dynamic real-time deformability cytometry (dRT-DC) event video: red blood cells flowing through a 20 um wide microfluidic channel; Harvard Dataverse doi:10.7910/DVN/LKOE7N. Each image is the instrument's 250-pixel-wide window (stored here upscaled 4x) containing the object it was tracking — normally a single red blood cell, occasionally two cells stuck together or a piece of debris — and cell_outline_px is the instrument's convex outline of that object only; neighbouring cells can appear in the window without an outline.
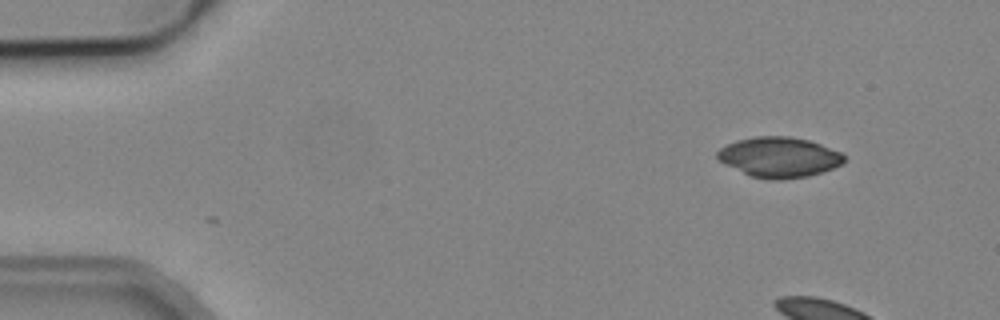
{"species": "common noctule bat (a hibernating species)", "species_latin": "Nyctalus noctula", "temperature_condition": "cold", "stored_images_in_passage": 7, "camera_frame_rate_fps": 3000, "um_per_image_px": 0.085, "animal": {"sex": "male", "body_mass_g": 19.2, "forearm_length_mm": 51.8}, "frame": {"image": 1, "passage_image": 1, "time_ms": 0.0, "image_size_px": [1000, 320], "cell_outline_px": [[844, 160], [840, 164], [832, 168], [808, 176], [784, 180], [768, 180], [752, 176], [724, 164], [716, 156], [716, 152], [720, 148], [736, 140], [756, 136], [788, 136], [808, 140], [820, 144], [840, 152], [844, 156]], "centroid_in_image_um": [66.19, 13.36], "position_along_channel_um": 18.8, "area_um2": 29.54}}
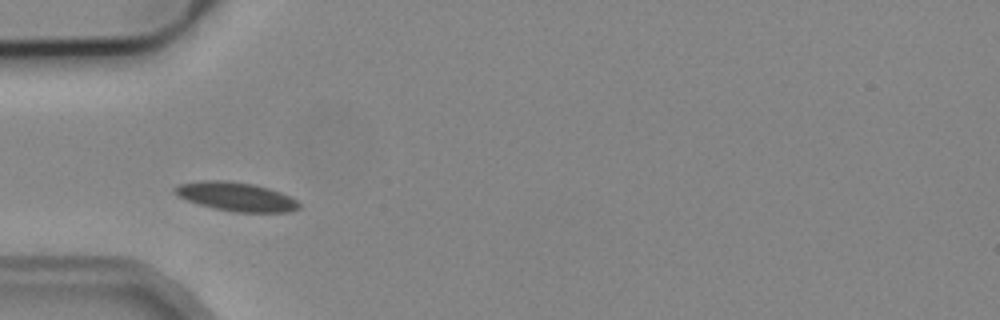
{"frame": {"image": 2, "passage_image": 5, "time_ms": 4.667, "image_size_px": [1000, 320], "cell_outline_px": [[300, 208], [288, 212], [232, 212], [200, 204], [188, 200], [172, 192], [172, 188], [180, 184], [200, 180], [228, 180], [252, 184], [268, 188], [280, 192], [296, 200], [300, 204]], "centroid_in_image_um": [20.06, 16.71], "position_along_channel_um": 64.9, "area_um2": 20.75}}